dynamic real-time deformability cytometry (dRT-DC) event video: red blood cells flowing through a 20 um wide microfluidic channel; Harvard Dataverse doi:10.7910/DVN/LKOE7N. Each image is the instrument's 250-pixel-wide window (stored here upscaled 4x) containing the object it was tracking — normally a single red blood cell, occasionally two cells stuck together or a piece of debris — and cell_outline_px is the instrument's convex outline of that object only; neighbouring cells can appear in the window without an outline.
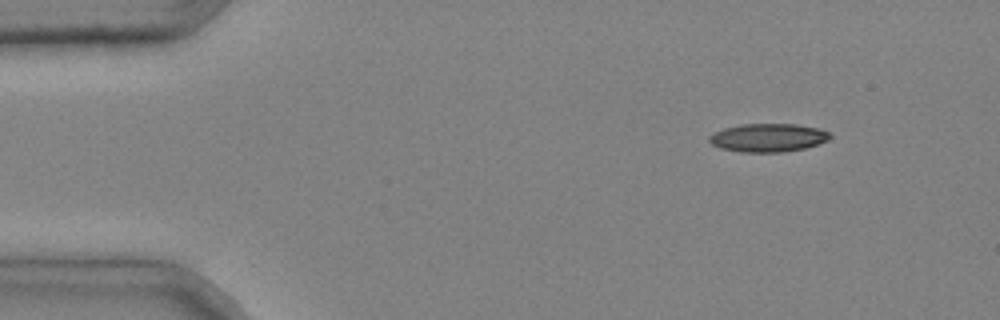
{"species": "common noctule bat (a hibernating species)", "species_latin": "Nyctalus noctula", "temperature_condition": "cold", "stored_images_in_passage": 3, "camera_frame_rate_fps": 3000, "um_per_image_px": 0.085, "animal": {"sex": "male", "body_mass_g": 20.4}, "frame": {"image": 1, "passage_image": 1, "time_ms": 0.0, "image_size_px": [1000, 320], "cell_outline_px": [[832, 136], [828, 140], [804, 148], [784, 152], [740, 152], [720, 148], [712, 144], [708, 140], [708, 136], [724, 128], [740, 124], [796, 124], [816, 128], [828, 132]], "centroid_in_image_um": [65.25, 11.7], "position_along_channel_um": 19.7, "area_um2": 19.83}}